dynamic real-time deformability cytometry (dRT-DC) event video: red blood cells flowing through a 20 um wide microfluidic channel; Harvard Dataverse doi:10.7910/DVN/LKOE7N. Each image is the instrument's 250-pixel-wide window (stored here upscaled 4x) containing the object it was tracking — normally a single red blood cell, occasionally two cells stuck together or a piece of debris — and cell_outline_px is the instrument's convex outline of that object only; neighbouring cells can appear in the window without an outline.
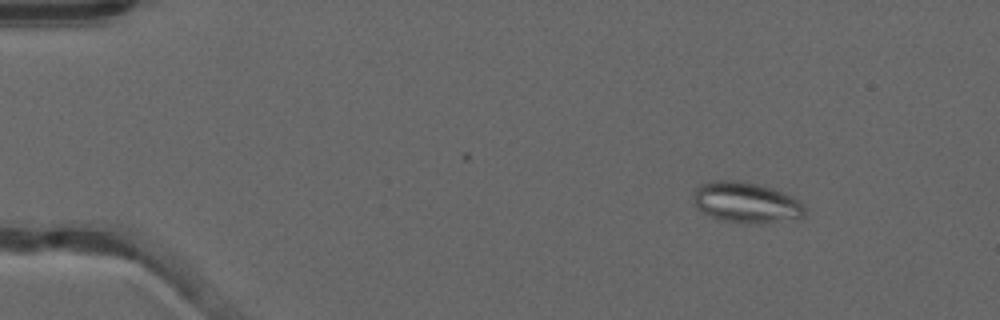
{"species": "common noctule bat (a hibernating species)", "species_latin": "Nyctalus noctula", "temperature_condition": "warm", "stored_images_in_passage": 53, "camera_frame_rate_fps": 3000, "um_per_image_px": 0.085, "animal": {"sex": "male", "forearm_length_mm": 52.5}, "frame": {"image": 1, "passage_image": 8, "time_ms": 2.333, "image_size_px": [1000, 320], "cell_outline_px": [[808, 212], [804, 216], [764, 224], [748, 224], [720, 220], [696, 208], [692, 200], [692, 192], [700, 184], [712, 180], [736, 180], [756, 184], [772, 188], [784, 192], [800, 200], [804, 204]], "centroid_in_image_um": [63.42, 17.21], "position_along_channel_um": 21.6, "area_um2": 26.93}}
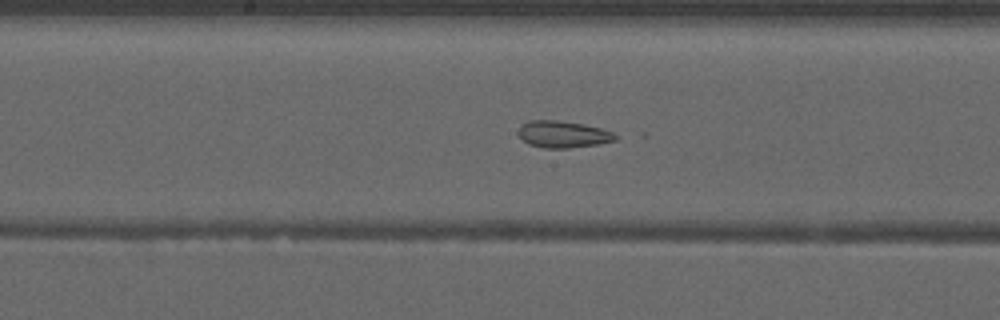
{"frame": {"image": 2, "passage_image": 29, "time_ms": 9.333, "image_size_px": [1000, 320], "cell_outline_px": [[616, 140], [600, 144], [568, 148], [544, 148], [528, 144], [520, 136], [520, 124], [528, 120], [556, 120], [584, 124], [616, 132]], "centroid_in_image_um": [47.88, 11.41], "position_along_channel_um": 200.3, "area_um2": 15.2}}
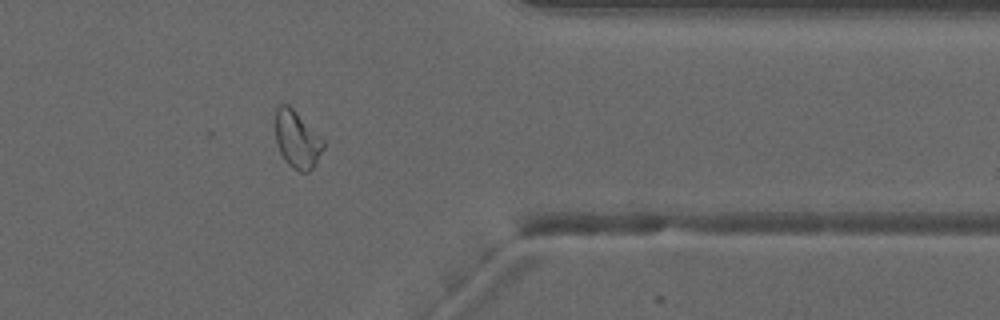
{"frame": {"image": 3, "passage_image": 44, "time_ms": 14.333, "image_size_px": [1000, 320], "cell_outline_px": [[324, 148], [312, 168], [308, 172], [300, 172], [292, 168], [284, 160], [276, 144], [276, 104], [288, 104], [324, 140]], "centroid_in_image_um": [25.23, 11.86], "position_along_channel_um": 386.2, "area_um2": 15.9}, "authors_computed_cell_mechanics": {"area_um2": 18.3226, "velocity_mm_per_s": 3.965, "shape_relaxation_time_tau1_ms": null, "shape_relaxation_time_tau2_ms": 2.6938, "deformation_change_tau1": null, "deformation_change_tau2": 0.1051}}